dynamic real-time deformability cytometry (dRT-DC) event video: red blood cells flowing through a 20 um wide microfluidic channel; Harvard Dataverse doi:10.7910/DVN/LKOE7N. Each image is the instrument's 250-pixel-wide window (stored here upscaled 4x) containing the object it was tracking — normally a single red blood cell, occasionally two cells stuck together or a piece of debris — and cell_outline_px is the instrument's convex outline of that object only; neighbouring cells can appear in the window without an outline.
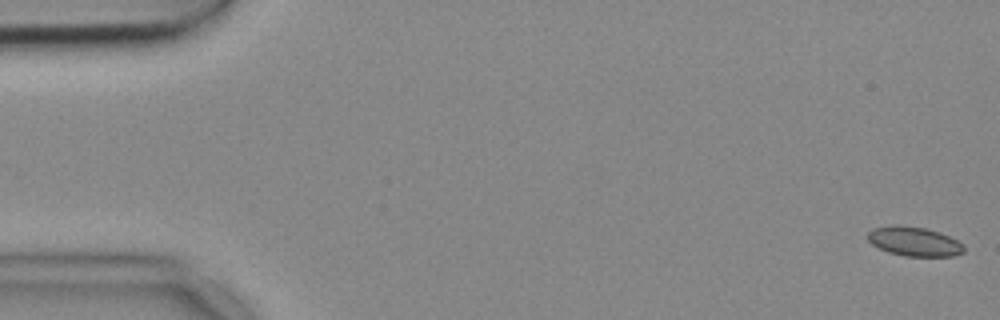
{"species": "common noctule bat (a hibernating species)", "species_latin": "Nyctalus noctula", "temperature_condition": "cold", "stored_images_in_passage": 55, "camera_frame_rate_fps": 3000, "um_per_image_px": 0.085, "animal": {"sex": "female", "body_mass_g": 18.4}, "frame": {"image": 1, "passage_image": 1, "time_ms": 0.0, "image_size_px": [1000, 320], "cell_outline_px": [[964, 252], [952, 256], [904, 256], [888, 252], [872, 244], [868, 240], [868, 232], [872, 228], [892, 224], [900, 224], [924, 228], [940, 232], [964, 244]], "centroid_in_image_um": [77.69, 20.51], "position_along_channel_um": 7.3, "area_um2": 16.53}}
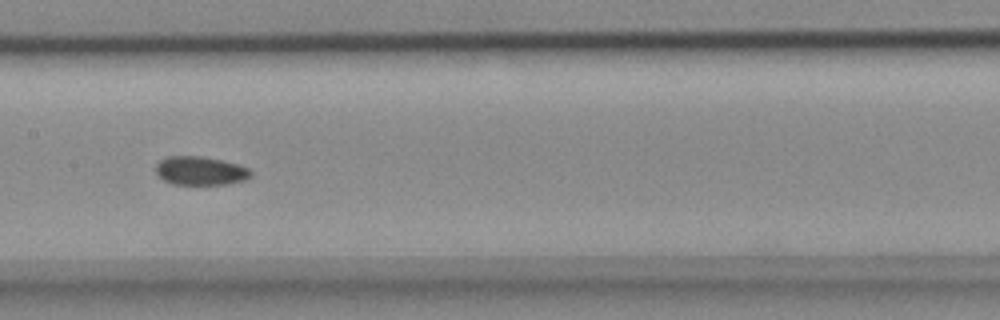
{"frame": {"image": 2, "passage_image": 27, "time_ms": 8.667, "image_size_px": [1000, 320], "cell_outline_px": [[252, 176], [248, 180], [228, 184], [172, 184], [164, 180], [156, 172], [156, 164], [160, 160], [168, 156], [200, 156], [220, 160], [236, 164], [248, 168], [252, 172]], "centroid_in_image_um": [17.06, 14.52], "position_along_channel_um": 190.3, "area_um2": 15.84}}
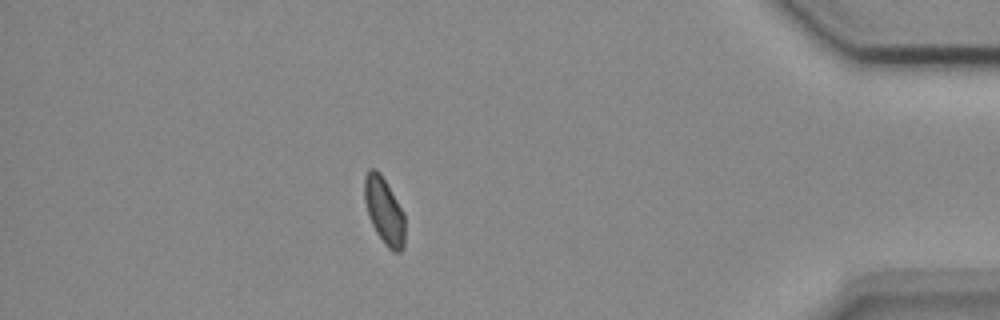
{"frame": {"image": 3, "passage_image": 48, "time_ms": 15.667, "image_size_px": [1000, 320], "cell_outline_px": [[404, 248], [400, 252], [392, 252], [384, 244], [376, 232], [368, 216], [364, 200], [364, 176], [368, 168], [376, 168], [380, 172], [404, 212]], "centroid_in_image_um": [32.64, 17.91], "position_along_channel_um": 402.6, "area_um2": 15.95}, "authors_computed_cell_mechanics": {"area_um2": 16.1262, "velocity_mm_per_s": 3.6709, "shape_relaxation_time_tau1_ms": null, "shape_relaxation_time_tau2_ms": 4.7625, "deformation_change_tau1": null, "deformation_change_tau2": 0.0728}}